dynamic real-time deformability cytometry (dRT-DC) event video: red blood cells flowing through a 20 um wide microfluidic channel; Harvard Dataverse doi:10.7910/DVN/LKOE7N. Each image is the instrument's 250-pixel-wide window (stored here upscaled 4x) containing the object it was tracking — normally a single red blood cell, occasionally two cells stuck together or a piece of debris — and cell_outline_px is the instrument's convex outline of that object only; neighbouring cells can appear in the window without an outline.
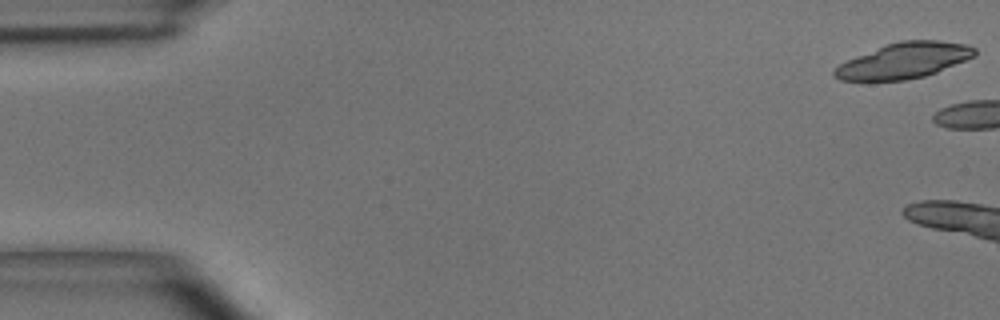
{"species": "common noctule bat (a hibernating species)", "species_latin": "Nyctalus noctula", "temperature_condition": "room temperature", "stored_images_in_passage": 5, "camera_frame_rate_fps": 3000, "um_per_image_px": 0.085, "animal": {"sex": "male", "body_mass_g": 15.6}, "frame": {"image": 1, "passage_image": 1, "time_ms": 0.0, "image_size_px": [1000, 320], "cell_outline_px": [[976, 56], [936, 72], [924, 76], [904, 80], [860, 84], [840, 80], [832, 76], [832, 72], [840, 64], [856, 56], [888, 44], [900, 40], [940, 40], [968, 44], [976, 48]], "centroid_in_image_um": [76.78, 5.19], "position_along_channel_um": 8.2, "area_um2": 29.82}}